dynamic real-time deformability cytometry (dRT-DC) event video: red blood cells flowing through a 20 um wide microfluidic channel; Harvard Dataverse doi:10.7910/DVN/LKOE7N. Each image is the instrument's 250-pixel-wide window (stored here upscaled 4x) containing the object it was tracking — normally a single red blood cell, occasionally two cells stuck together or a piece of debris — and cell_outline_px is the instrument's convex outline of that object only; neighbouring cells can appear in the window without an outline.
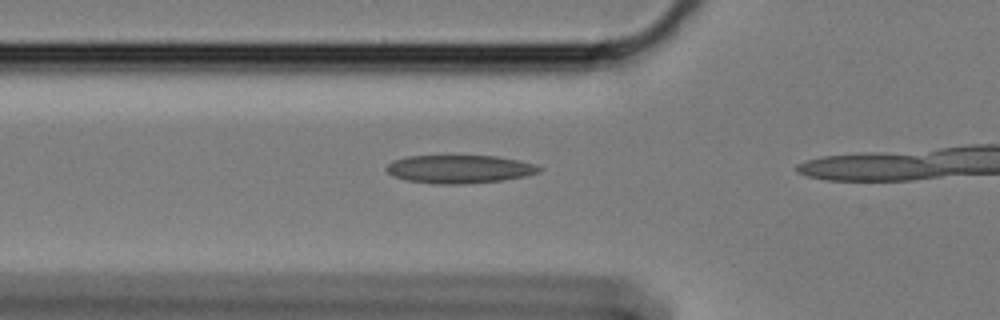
{"species": "Egyptian fruit bat (a non-hibernating species)", "species_latin": "Rousettus aegyptiacus", "temperature_condition": "cold", "stored_images_in_passage": 19, "camera_frame_rate_fps": 3000, "um_per_image_px": 0.085, "animal": {"sex": "female"}, "frame": {"image": 1, "passage_image": 14, "time_ms": 4.333, "image_size_px": [1000, 320], "cell_outline_px": [[544, 168], [540, 172], [524, 176], [504, 180], [464, 184], [432, 184], [408, 180], [396, 176], [388, 172], [384, 168], [392, 160], [408, 156], [496, 156], [536, 164]], "centroid_in_image_um": [39.07, 14.37], "position_along_channel_um": 86.7, "area_um2": 25.09}}